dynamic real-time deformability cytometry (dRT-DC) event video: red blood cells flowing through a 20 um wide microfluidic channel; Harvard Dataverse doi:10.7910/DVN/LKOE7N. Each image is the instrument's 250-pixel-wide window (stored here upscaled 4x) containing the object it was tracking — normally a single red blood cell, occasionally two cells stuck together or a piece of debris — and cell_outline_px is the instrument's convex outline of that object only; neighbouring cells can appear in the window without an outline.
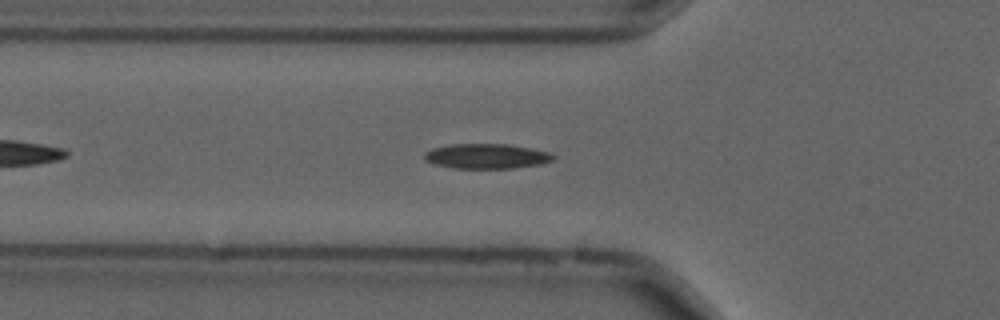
{"species": "common noctule bat (a hibernating species)", "species_latin": "Nyctalus noctula", "temperature_condition": "cold", "stored_images_in_passage": 34, "camera_frame_rate_fps": 3000, "um_per_image_px": 0.085, "animal": {"sex": "male", "forearm_length_mm": 52.5}, "frame": {"image": 1, "passage_image": 8, "time_ms": 2.333, "image_size_px": [1000, 320], "cell_outline_px": [[556, 156], [552, 160], [540, 164], [512, 168], [452, 168], [432, 164], [424, 160], [424, 152], [432, 148], [452, 144], [508, 144], [532, 148], [548, 152]], "centroid_in_image_um": [41.31, 13.27], "position_along_channel_um": 84.5, "area_um2": 18.79}}
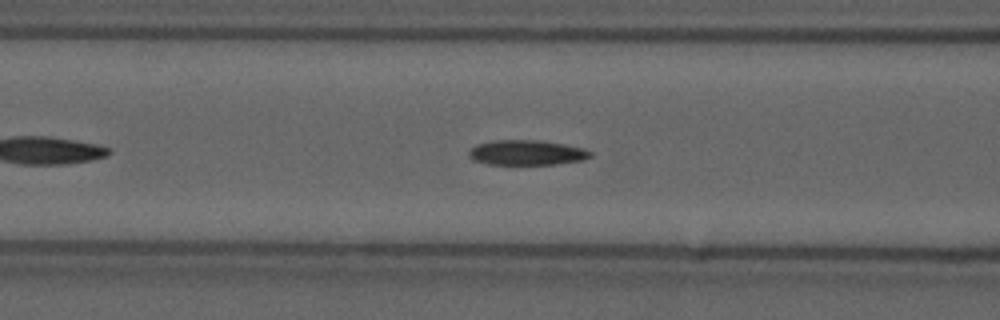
{"frame": {"image": 2, "passage_image": 11, "time_ms": 3.333, "image_size_px": [1000, 320], "cell_outline_px": [[592, 156], [584, 160], [556, 164], [488, 164], [472, 160], [468, 156], [468, 152], [476, 144], [496, 140], [540, 140], [564, 144], [584, 148], [592, 152]], "centroid_in_image_um": [44.78, 12.97], "position_along_channel_um": 121.8, "area_um2": 17.8}}
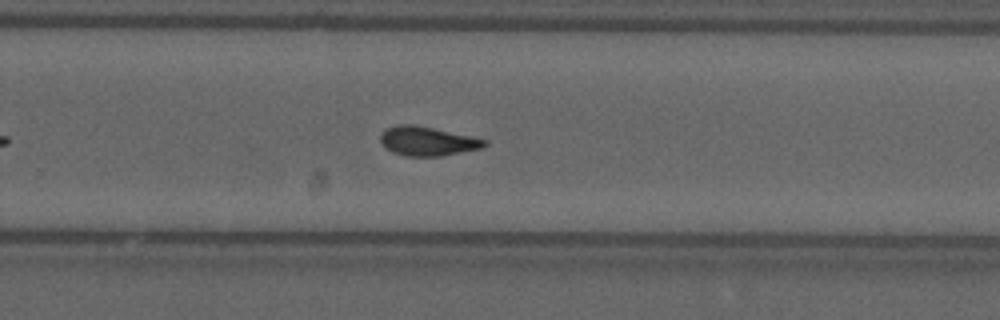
{"frame": {"image": 3, "passage_image": 25, "time_ms": 8.0, "image_size_px": [1000, 320], "cell_outline_px": [[488, 144], [480, 148], [440, 156], [404, 156], [392, 152], [380, 140], [380, 132], [384, 128], [400, 124], [412, 124], [432, 128], [488, 140]], "centroid_in_image_um": [36.29, 11.99], "position_along_channel_um": 293.5, "area_um2": 17.46}}